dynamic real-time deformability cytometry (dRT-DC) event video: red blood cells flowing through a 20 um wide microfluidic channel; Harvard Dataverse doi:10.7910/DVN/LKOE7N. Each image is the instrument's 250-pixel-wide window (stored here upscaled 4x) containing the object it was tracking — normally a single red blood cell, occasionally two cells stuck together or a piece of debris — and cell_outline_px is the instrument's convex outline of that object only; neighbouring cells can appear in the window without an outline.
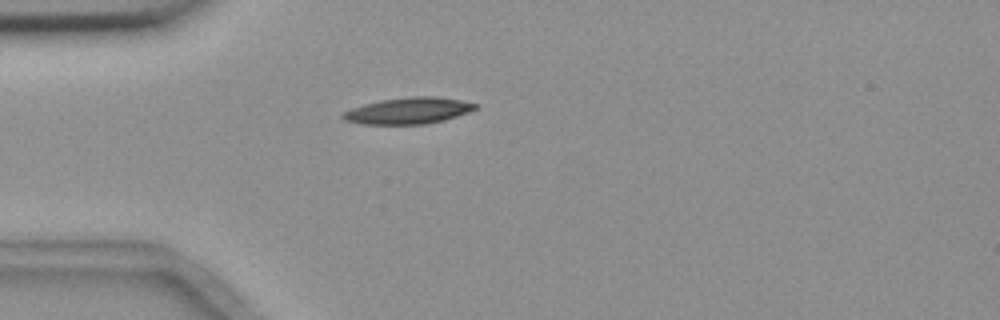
{"species": "common noctule bat (a hibernating species)", "species_latin": "Nyctalus noctula", "temperature_condition": "room temperature", "stored_images_in_passage": 2, "camera_frame_rate_fps": 3000, "um_per_image_px": 0.085, "animal": {"sex": "female", "body_mass_g": 18.4}, "frame": {"image": 1, "passage_image": 1, "time_ms": 0.0, "image_size_px": [1000, 320], "cell_outline_px": [[476, 108], [468, 112], [444, 120], [424, 124], [360, 124], [344, 120], [340, 116], [344, 112], [352, 108], [364, 104], [380, 100], [408, 96], [436, 96], [460, 100], [476, 104]], "centroid_in_image_um": [34.67, 9.4], "position_along_channel_um": 50.3, "area_um2": 20.29}}